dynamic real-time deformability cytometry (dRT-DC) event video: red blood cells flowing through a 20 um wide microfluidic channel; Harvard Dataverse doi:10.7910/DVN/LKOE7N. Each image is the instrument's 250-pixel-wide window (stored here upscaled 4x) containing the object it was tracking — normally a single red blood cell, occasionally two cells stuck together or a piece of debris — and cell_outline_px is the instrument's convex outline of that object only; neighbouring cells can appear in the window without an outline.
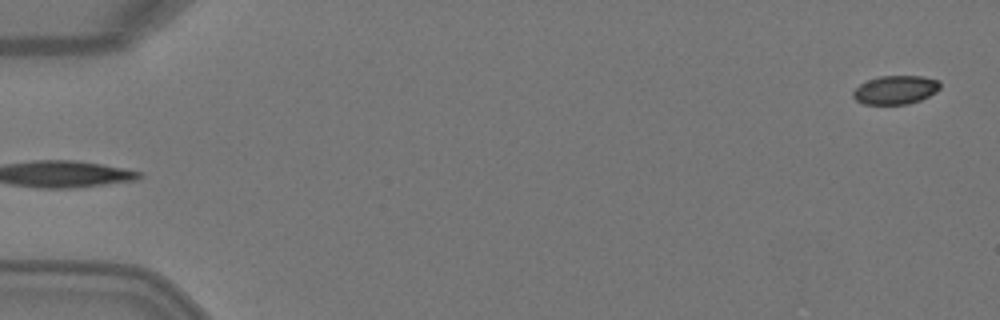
{"species": "Egyptian fruit bat (a non-hibernating species)", "species_latin": "Rousettus aegyptiacus", "temperature_condition": "warm", "stored_images_in_passage": 4, "segment_of_instrument_passage": [2, 2], "camera_frame_rate_fps": 3000, "um_per_image_px": 0.085, "animal": {"sex": "female"}, "frame": {"image": 1, "passage_image": 4, "time_ms": 1.0, "image_size_px": [1000, 320], "cell_outline_px": [[940, 88], [936, 92], [920, 100], [908, 104], [864, 104], [856, 100], [852, 96], [852, 92], [860, 84], [868, 80], [880, 76], [924, 76], [940, 80]], "centroid_in_image_um": [76.13, 7.63], "position_along_channel_um": 8.9, "area_um2": 14.57}}